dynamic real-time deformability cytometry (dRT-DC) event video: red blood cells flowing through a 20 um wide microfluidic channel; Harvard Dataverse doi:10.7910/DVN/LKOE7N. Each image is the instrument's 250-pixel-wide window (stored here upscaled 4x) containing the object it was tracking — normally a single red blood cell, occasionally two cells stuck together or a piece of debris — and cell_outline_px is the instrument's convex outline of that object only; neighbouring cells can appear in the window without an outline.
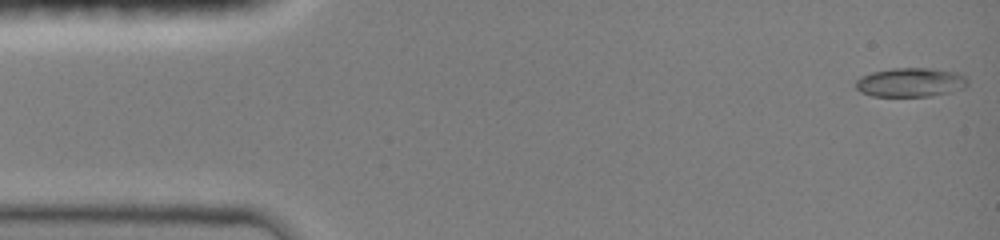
{"species": "common noctule bat (a hibernating species)", "species_latin": "Nyctalus noctula", "temperature_condition": "room temperature", "stored_images_in_passage": 6, "camera_frame_rate_fps": 3000, "um_per_image_px": 0.085, "animal": {"sex": "female", "body_mass_g": 19.0, "forearm_length_mm": 51.5}, "frame": {"image": 1, "passage_image": 1, "time_ms": 0.0, "image_size_px": [1000, 240], "cell_outline_px": [[968, 84], [964, 88], [932, 96], [872, 96], [860, 92], [856, 88], [856, 80], [860, 76], [872, 72], [892, 68], [932, 68], [956, 72], [964, 76], [968, 80]], "centroid_in_image_um": [77.38, 6.99], "position_along_channel_um": 7.6, "area_um2": 19.02}}
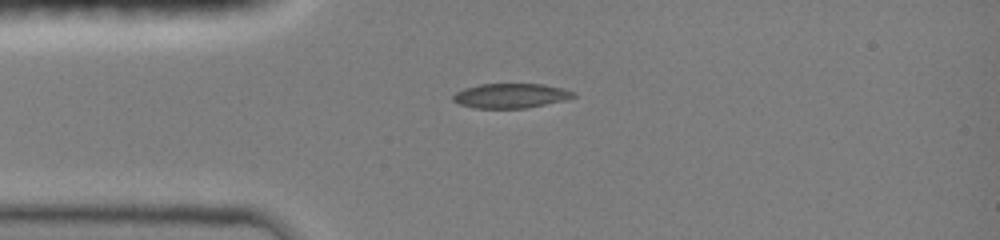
{"frame": {"image": 2, "passage_image": 5, "time_ms": 3.333, "image_size_px": [1000, 240], "cell_outline_px": [[576, 96], [564, 100], [524, 108], [476, 108], [460, 104], [452, 100], [452, 96], [456, 92], [464, 88], [480, 84], [544, 84], [576, 92]], "centroid_in_image_um": [43.39, 8.13], "position_along_channel_um": 41.6, "area_um2": 17.11}}